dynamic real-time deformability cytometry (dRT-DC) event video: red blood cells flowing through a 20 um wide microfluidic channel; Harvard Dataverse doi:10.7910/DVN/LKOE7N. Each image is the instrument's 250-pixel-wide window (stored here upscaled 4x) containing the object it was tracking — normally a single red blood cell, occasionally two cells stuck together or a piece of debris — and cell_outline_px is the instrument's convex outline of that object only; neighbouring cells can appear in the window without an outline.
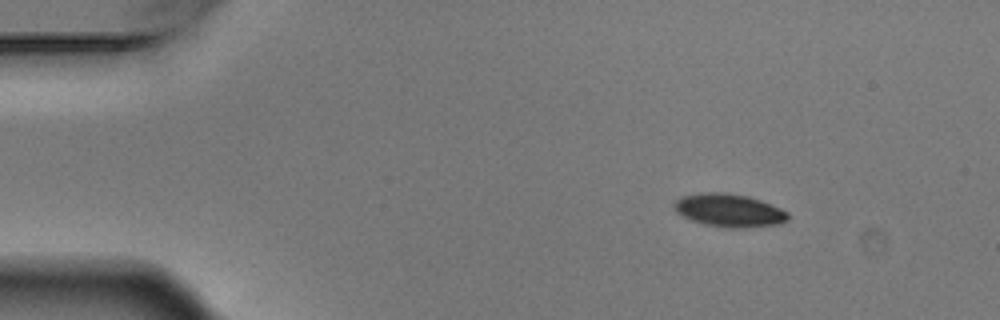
{"species": "Egyptian fruit bat (a non-hibernating species)", "species_latin": "Rousettus aegyptiacus", "temperature_condition": "warm", "stored_images_in_passage": 4, "camera_frame_rate_fps": 3000, "um_per_image_px": 0.085, "animal": {"sex": "male"}, "frame": {"image": 1, "passage_image": 2, "time_ms": 0.333, "image_size_px": [1000, 320], "cell_outline_px": [[788, 220], [780, 224], [740, 228], [728, 228], [704, 224], [692, 220], [676, 212], [672, 204], [680, 196], [700, 192], [724, 192], [748, 196], [760, 200], [780, 208], [788, 212]], "centroid_in_image_um": [61.95, 17.87], "position_along_channel_um": 23.0, "area_um2": 22.02}}